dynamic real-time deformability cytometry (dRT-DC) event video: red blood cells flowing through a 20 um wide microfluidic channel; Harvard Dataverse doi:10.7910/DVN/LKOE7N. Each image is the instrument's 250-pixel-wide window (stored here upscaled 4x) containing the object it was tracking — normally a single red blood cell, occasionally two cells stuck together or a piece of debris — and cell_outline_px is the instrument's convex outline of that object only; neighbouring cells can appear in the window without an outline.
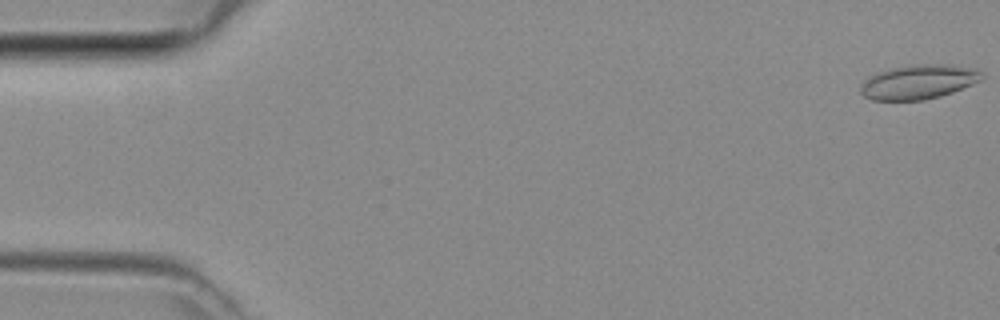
{"species": "common noctule bat (a hibernating species)", "species_latin": "Nyctalus noctula", "temperature_condition": "room temperature", "stored_images_in_passage": 26, "camera_frame_rate_fps": 3000, "um_per_image_px": 0.085, "animal": {"sex": "female", "body_mass_g": 29.2, "forearm_length_mm": 56.3}, "frame": {"image": 1, "passage_image": 1, "time_ms": 0.0, "image_size_px": [1000, 320], "cell_outline_px": [[984, 76], [980, 80], [972, 84], [952, 92], [940, 96], [924, 100], [872, 100], [864, 96], [860, 92], [860, 84], [868, 76], [892, 68], [916, 64], [960, 64], [976, 68]], "centroid_in_image_um": [78.09, 6.95], "position_along_channel_um": 6.9, "area_um2": 24.45}}
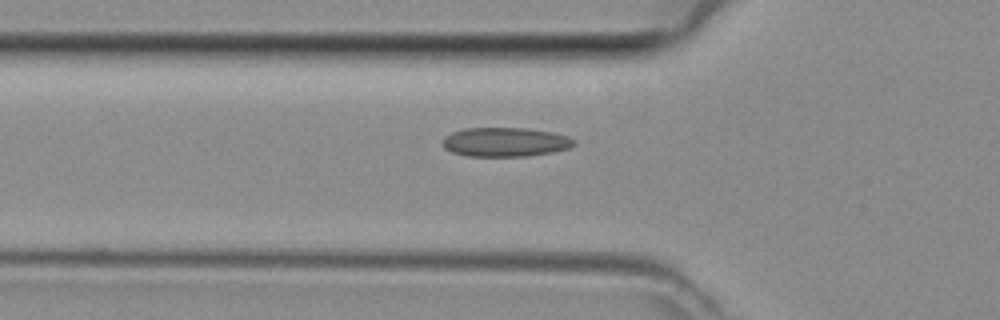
{"frame": {"image": 2, "passage_image": 16, "time_ms": 5.0, "image_size_px": [1000, 320], "cell_outline_px": [[576, 144], [568, 148], [552, 152], [528, 156], [468, 156], [452, 152], [444, 148], [444, 136], [452, 132], [464, 128], [524, 128], [552, 132], [568, 136], [576, 140]], "centroid_in_image_um": [42.96, 12.07], "position_along_channel_um": 82.8, "area_um2": 22.31}}
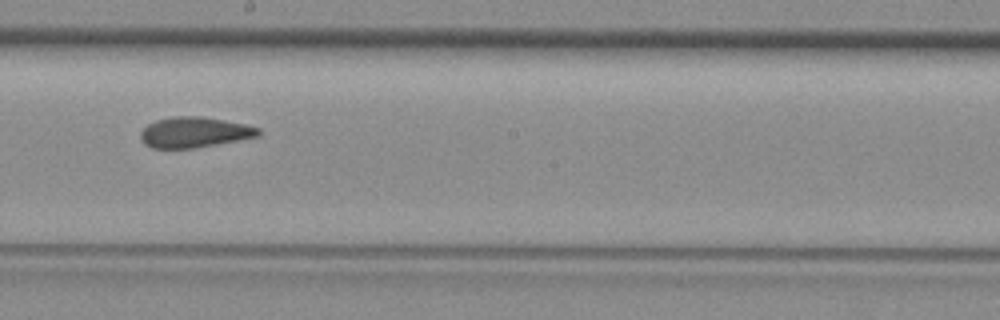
{"frame": {"image": 3, "passage_image": 26, "time_ms": 8.333, "image_size_px": [1000, 320], "cell_outline_px": [[260, 136], [216, 144], [192, 148], [152, 148], [144, 144], [140, 136], [140, 132], [148, 124], [156, 120], [172, 116], [200, 116], [244, 124], [260, 128]], "centroid_in_image_um": [16.5, 11.24], "position_along_channel_um": 231.7, "area_um2": 20.81}}